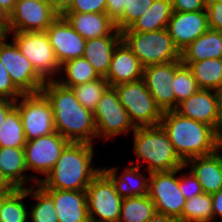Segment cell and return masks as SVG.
<instances>
[{
  "instance_id": "obj_1",
  "label": "cell",
  "mask_w": 222,
  "mask_h": 222,
  "mask_svg": "<svg viewBox=\"0 0 222 222\" xmlns=\"http://www.w3.org/2000/svg\"><path fill=\"white\" fill-rule=\"evenodd\" d=\"M41 92L51 104L56 132L69 142L94 145L97 131L93 112L80 104L72 88L50 80Z\"/></svg>"
},
{
  "instance_id": "obj_2",
  "label": "cell",
  "mask_w": 222,
  "mask_h": 222,
  "mask_svg": "<svg viewBox=\"0 0 222 222\" xmlns=\"http://www.w3.org/2000/svg\"><path fill=\"white\" fill-rule=\"evenodd\" d=\"M94 145L70 142L52 170L38 183L43 189L86 191L101 171L92 166Z\"/></svg>"
},
{
  "instance_id": "obj_3",
  "label": "cell",
  "mask_w": 222,
  "mask_h": 222,
  "mask_svg": "<svg viewBox=\"0 0 222 222\" xmlns=\"http://www.w3.org/2000/svg\"><path fill=\"white\" fill-rule=\"evenodd\" d=\"M160 125L179 158L188 159L214 153L213 127L179 115L177 112H163Z\"/></svg>"
},
{
  "instance_id": "obj_4",
  "label": "cell",
  "mask_w": 222,
  "mask_h": 222,
  "mask_svg": "<svg viewBox=\"0 0 222 222\" xmlns=\"http://www.w3.org/2000/svg\"><path fill=\"white\" fill-rule=\"evenodd\" d=\"M133 135V149L138 162L147 164V174L172 171L184 167L162 126L136 127Z\"/></svg>"
},
{
  "instance_id": "obj_5",
  "label": "cell",
  "mask_w": 222,
  "mask_h": 222,
  "mask_svg": "<svg viewBox=\"0 0 222 222\" xmlns=\"http://www.w3.org/2000/svg\"><path fill=\"white\" fill-rule=\"evenodd\" d=\"M122 41L139 59L143 67L180 60L167 29L148 32H121Z\"/></svg>"
},
{
  "instance_id": "obj_6",
  "label": "cell",
  "mask_w": 222,
  "mask_h": 222,
  "mask_svg": "<svg viewBox=\"0 0 222 222\" xmlns=\"http://www.w3.org/2000/svg\"><path fill=\"white\" fill-rule=\"evenodd\" d=\"M121 105L135 127L160 124L163 112L149 93L143 79L114 86Z\"/></svg>"
},
{
  "instance_id": "obj_7",
  "label": "cell",
  "mask_w": 222,
  "mask_h": 222,
  "mask_svg": "<svg viewBox=\"0 0 222 222\" xmlns=\"http://www.w3.org/2000/svg\"><path fill=\"white\" fill-rule=\"evenodd\" d=\"M11 33L13 42L36 72L45 81L55 80L54 78L59 75L60 65L55 58L46 31Z\"/></svg>"
},
{
  "instance_id": "obj_8",
  "label": "cell",
  "mask_w": 222,
  "mask_h": 222,
  "mask_svg": "<svg viewBox=\"0 0 222 222\" xmlns=\"http://www.w3.org/2000/svg\"><path fill=\"white\" fill-rule=\"evenodd\" d=\"M187 169L185 166L172 171L149 173L148 196L154 202L156 212L173 217L182 222V211L186 203L179 189L177 174Z\"/></svg>"
},
{
  "instance_id": "obj_9",
  "label": "cell",
  "mask_w": 222,
  "mask_h": 222,
  "mask_svg": "<svg viewBox=\"0 0 222 222\" xmlns=\"http://www.w3.org/2000/svg\"><path fill=\"white\" fill-rule=\"evenodd\" d=\"M16 107L26 141L56 132L51 104L42 92L23 94L16 100Z\"/></svg>"
},
{
  "instance_id": "obj_10",
  "label": "cell",
  "mask_w": 222,
  "mask_h": 222,
  "mask_svg": "<svg viewBox=\"0 0 222 222\" xmlns=\"http://www.w3.org/2000/svg\"><path fill=\"white\" fill-rule=\"evenodd\" d=\"M85 193L90 222H118L123 198L102 171L92 179Z\"/></svg>"
},
{
  "instance_id": "obj_11",
  "label": "cell",
  "mask_w": 222,
  "mask_h": 222,
  "mask_svg": "<svg viewBox=\"0 0 222 222\" xmlns=\"http://www.w3.org/2000/svg\"><path fill=\"white\" fill-rule=\"evenodd\" d=\"M93 117L97 137L108 140L119 134L134 132L136 127L130 120L129 114L121 105L114 87H109L98 101Z\"/></svg>"
},
{
  "instance_id": "obj_12",
  "label": "cell",
  "mask_w": 222,
  "mask_h": 222,
  "mask_svg": "<svg viewBox=\"0 0 222 222\" xmlns=\"http://www.w3.org/2000/svg\"><path fill=\"white\" fill-rule=\"evenodd\" d=\"M7 36H0V60L14 85L23 93H38L46 81L36 72L30 61Z\"/></svg>"
},
{
  "instance_id": "obj_13",
  "label": "cell",
  "mask_w": 222,
  "mask_h": 222,
  "mask_svg": "<svg viewBox=\"0 0 222 222\" xmlns=\"http://www.w3.org/2000/svg\"><path fill=\"white\" fill-rule=\"evenodd\" d=\"M58 17L48 0H17L10 13V32L46 31Z\"/></svg>"
},
{
  "instance_id": "obj_14",
  "label": "cell",
  "mask_w": 222,
  "mask_h": 222,
  "mask_svg": "<svg viewBox=\"0 0 222 222\" xmlns=\"http://www.w3.org/2000/svg\"><path fill=\"white\" fill-rule=\"evenodd\" d=\"M69 143L57 132L27 141L24 157L28 171L33 170L46 176Z\"/></svg>"
},
{
  "instance_id": "obj_15",
  "label": "cell",
  "mask_w": 222,
  "mask_h": 222,
  "mask_svg": "<svg viewBox=\"0 0 222 222\" xmlns=\"http://www.w3.org/2000/svg\"><path fill=\"white\" fill-rule=\"evenodd\" d=\"M46 33L60 66L69 60L83 57L86 39L62 15L47 28Z\"/></svg>"
},
{
  "instance_id": "obj_16",
  "label": "cell",
  "mask_w": 222,
  "mask_h": 222,
  "mask_svg": "<svg viewBox=\"0 0 222 222\" xmlns=\"http://www.w3.org/2000/svg\"><path fill=\"white\" fill-rule=\"evenodd\" d=\"M174 75L175 61L143 68L146 87L162 112L175 110Z\"/></svg>"
},
{
  "instance_id": "obj_17",
  "label": "cell",
  "mask_w": 222,
  "mask_h": 222,
  "mask_svg": "<svg viewBox=\"0 0 222 222\" xmlns=\"http://www.w3.org/2000/svg\"><path fill=\"white\" fill-rule=\"evenodd\" d=\"M166 29L175 47L181 52L209 29L206 9L195 12L173 11Z\"/></svg>"
},
{
  "instance_id": "obj_18",
  "label": "cell",
  "mask_w": 222,
  "mask_h": 222,
  "mask_svg": "<svg viewBox=\"0 0 222 222\" xmlns=\"http://www.w3.org/2000/svg\"><path fill=\"white\" fill-rule=\"evenodd\" d=\"M218 92L212 89H199L187 99L178 103L175 112L179 115L214 127L219 112Z\"/></svg>"
},
{
  "instance_id": "obj_19",
  "label": "cell",
  "mask_w": 222,
  "mask_h": 222,
  "mask_svg": "<svg viewBox=\"0 0 222 222\" xmlns=\"http://www.w3.org/2000/svg\"><path fill=\"white\" fill-rule=\"evenodd\" d=\"M143 66L122 41L115 49L105 79L110 87L143 79Z\"/></svg>"
},
{
  "instance_id": "obj_20",
  "label": "cell",
  "mask_w": 222,
  "mask_h": 222,
  "mask_svg": "<svg viewBox=\"0 0 222 222\" xmlns=\"http://www.w3.org/2000/svg\"><path fill=\"white\" fill-rule=\"evenodd\" d=\"M44 190L53 199L59 222H90L85 191Z\"/></svg>"
},
{
  "instance_id": "obj_21",
  "label": "cell",
  "mask_w": 222,
  "mask_h": 222,
  "mask_svg": "<svg viewBox=\"0 0 222 222\" xmlns=\"http://www.w3.org/2000/svg\"><path fill=\"white\" fill-rule=\"evenodd\" d=\"M121 42L122 35L117 28L107 36L86 40L83 58L89 61L100 77L105 78L113 53Z\"/></svg>"
},
{
  "instance_id": "obj_22",
  "label": "cell",
  "mask_w": 222,
  "mask_h": 222,
  "mask_svg": "<svg viewBox=\"0 0 222 222\" xmlns=\"http://www.w3.org/2000/svg\"><path fill=\"white\" fill-rule=\"evenodd\" d=\"M141 165L124 167V171L118 176V167L112 166L101 169V171L111 180L114 189L122 198L148 195L149 177L146 178L140 172Z\"/></svg>"
},
{
  "instance_id": "obj_23",
  "label": "cell",
  "mask_w": 222,
  "mask_h": 222,
  "mask_svg": "<svg viewBox=\"0 0 222 222\" xmlns=\"http://www.w3.org/2000/svg\"><path fill=\"white\" fill-rule=\"evenodd\" d=\"M184 166L189 167L201 184L203 193L214 194L222 189V165L214 153L190 158L184 163Z\"/></svg>"
},
{
  "instance_id": "obj_24",
  "label": "cell",
  "mask_w": 222,
  "mask_h": 222,
  "mask_svg": "<svg viewBox=\"0 0 222 222\" xmlns=\"http://www.w3.org/2000/svg\"><path fill=\"white\" fill-rule=\"evenodd\" d=\"M62 16L86 40L107 36L116 28L107 13L65 12Z\"/></svg>"
},
{
  "instance_id": "obj_25",
  "label": "cell",
  "mask_w": 222,
  "mask_h": 222,
  "mask_svg": "<svg viewBox=\"0 0 222 222\" xmlns=\"http://www.w3.org/2000/svg\"><path fill=\"white\" fill-rule=\"evenodd\" d=\"M0 170L16 188H26L24 184L28 182L38 184L41 181L35 174L30 177L25 174L28 169L24 148L0 147Z\"/></svg>"
},
{
  "instance_id": "obj_26",
  "label": "cell",
  "mask_w": 222,
  "mask_h": 222,
  "mask_svg": "<svg viewBox=\"0 0 222 222\" xmlns=\"http://www.w3.org/2000/svg\"><path fill=\"white\" fill-rule=\"evenodd\" d=\"M222 58V31L208 29L180 52L181 62Z\"/></svg>"
},
{
  "instance_id": "obj_27",
  "label": "cell",
  "mask_w": 222,
  "mask_h": 222,
  "mask_svg": "<svg viewBox=\"0 0 222 222\" xmlns=\"http://www.w3.org/2000/svg\"><path fill=\"white\" fill-rule=\"evenodd\" d=\"M172 12L171 0H154L147 12L122 32H148L166 29Z\"/></svg>"
},
{
  "instance_id": "obj_28",
  "label": "cell",
  "mask_w": 222,
  "mask_h": 222,
  "mask_svg": "<svg viewBox=\"0 0 222 222\" xmlns=\"http://www.w3.org/2000/svg\"><path fill=\"white\" fill-rule=\"evenodd\" d=\"M181 63L187 65L191 69L200 89H212L217 91L222 85V58Z\"/></svg>"
},
{
  "instance_id": "obj_29",
  "label": "cell",
  "mask_w": 222,
  "mask_h": 222,
  "mask_svg": "<svg viewBox=\"0 0 222 222\" xmlns=\"http://www.w3.org/2000/svg\"><path fill=\"white\" fill-rule=\"evenodd\" d=\"M64 73L65 78L55 79L61 85L71 88L80 84L101 78L93 66L85 58H76L63 63L60 66L59 73Z\"/></svg>"
},
{
  "instance_id": "obj_30",
  "label": "cell",
  "mask_w": 222,
  "mask_h": 222,
  "mask_svg": "<svg viewBox=\"0 0 222 222\" xmlns=\"http://www.w3.org/2000/svg\"><path fill=\"white\" fill-rule=\"evenodd\" d=\"M28 187L17 188L13 193L0 197V222H28L29 210L23 201Z\"/></svg>"
},
{
  "instance_id": "obj_31",
  "label": "cell",
  "mask_w": 222,
  "mask_h": 222,
  "mask_svg": "<svg viewBox=\"0 0 222 222\" xmlns=\"http://www.w3.org/2000/svg\"><path fill=\"white\" fill-rule=\"evenodd\" d=\"M156 212L148 195L123 198L118 222H146Z\"/></svg>"
},
{
  "instance_id": "obj_32",
  "label": "cell",
  "mask_w": 222,
  "mask_h": 222,
  "mask_svg": "<svg viewBox=\"0 0 222 222\" xmlns=\"http://www.w3.org/2000/svg\"><path fill=\"white\" fill-rule=\"evenodd\" d=\"M28 195L36 201L32 205L29 217L32 222H59L52 197L39 185L31 184Z\"/></svg>"
},
{
  "instance_id": "obj_33",
  "label": "cell",
  "mask_w": 222,
  "mask_h": 222,
  "mask_svg": "<svg viewBox=\"0 0 222 222\" xmlns=\"http://www.w3.org/2000/svg\"><path fill=\"white\" fill-rule=\"evenodd\" d=\"M26 142L19 110L15 106L0 126V147L24 148Z\"/></svg>"
},
{
  "instance_id": "obj_34",
  "label": "cell",
  "mask_w": 222,
  "mask_h": 222,
  "mask_svg": "<svg viewBox=\"0 0 222 222\" xmlns=\"http://www.w3.org/2000/svg\"><path fill=\"white\" fill-rule=\"evenodd\" d=\"M211 194L202 193L186 200L182 211V222H212Z\"/></svg>"
},
{
  "instance_id": "obj_35",
  "label": "cell",
  "mask_w": 222,
  "mask_h": 222,
  "mask_svg": "<svg viewBox=\"0 0 222 222\" xmlns=\"http://www.w3.org/2000/svg\"><path fill=\"white\" fill-rule=\"evenodd\" d=\"M172 88L175 92V108L178 103L200 89L191 69L187 65L182 64L181 61H175V75Z\"/></svg>"
},
{
  "instance_id": "obj_36",
  "label": "cell",
  "mask_w": 222,
  "mask_h": 222,
  "mask_svg": "<svg viewBox=\"0 0 222 222\" xmlns=\"http://www.w3.org/2000/svg\"><path fill=\"white\" fill-rule=\"evenodd\" d=\"M109 87L110 85L108 81L101 77L85 84L73 86L71 88L74 91L80 104L93 112L103 93Z\"/></svg>"
},
{
  "instance_id": "obj_37",
  "label": "cell",
  "mask_w": 222,
  "mask_h": 222,
  "mask_svg": "<svg viewBox=\"0 0 222 222\" xmlns=\"http://www.w3.org/2000/svg\"><path fill=\"white\" fill-rule=\"evenodd\" d=\"M154 0H129L128 6L124 7L122 16L114 23L115 27L122 32L128 29L138 18H140Z\"/></svg>"
},
{
  "instance_id": "obj_38",
  "label": "cell",
  "mask_w": 222,
  "mask_h": 222,
  "mask_svg": "<svg viewBox=\"0 0 222 222\" xmlns=\"http://www.w3.org/2000/svg\"><path fill=\"white\" fill-rule=\"evenodd\" d=\"M23 93L14 85L0 60V98L16 101Z\"/></svg>"
},
{
  "instance_id": "obj_39",
  "label": "cell",
  "mask_w": 222,
  "mask_h": 222,
  "mask_svg": "<svg viewBox=\"0 0 222 222\" xmlns=\"http://www.w3.org/2000/svg\"><path fill=\"white\" fill-rule=\"evenodd\" d=\"M186 174L179 175V189L185 199L188 200L194 196L202 194L203 190L201 184L190 170L189 174L188 172Z\"/></svg>"
},
{
  "instance_id": "obj_40",
  "label": "cell",
  "mask_w": 222,
  "mask_h": 222,
  "mask_svg": "<svg viewBox=\"0 0 222 222\" xmlns=\"http://www.w3.org/2000/svg\"><path fill=\"white\" fill-rule=\"evenodd\" d=\"M66 12L106 13V0H74Z\"/></svg>"
},
{
  "instance_id": "obj_41",
  "label": "cell",
  "mask_w": 222,
  "mask_h": 222,
  "mask_svg": "<svg viewBox=\"0 0 222 222\" xmlns=\"http://www.w3.org/2000/svg\"><path fill=\"white\" fill-rule=\"evenodd\" d=\"M206 12L209 29L222 31V0L206 6Z\"/></svg>"
},
{
  "instance_id": "obj_42",
  "label": "cell",
  "mask_w": 222,
  "mask_h": 222,
  "mask_svg": "<svg viewBox=\"0 0 222 222\" xmlns=\"http://www.w3.org/2000/svg\"><path fill=\"white\" fill-rule=\"evenodd\" d=\"M172 10L176 12L203 11L206 6L202 0H171Z\"/></svg>"
},
{
  "instance_id": "obj_43",
  "label": "cell",
  "mask_w": 222,
  "mask_h": 222,
  "mask_svg": "<svg viewBox=\"0 0 222 222\" xmlns=\"http://www.w3.org/2000/svg\"><path fill=\"white\" fill-rule=\"evenodd\" d=\"M128 3L129 0H106V13L114 23L122 16Z\"/></svg>"
},
{
  "instance_id": "obj_44",
  "label": "cell",
  "mask_w": 222,
  "mask_h": 222,
  "mask_svg": "<svg viewBox=\"0 0 222 222\" xmlns=\"http://www.w3.org/2000/svg\"><path fill=\"white\" fill-rule=\"evenodd\" d=\"M211 197H212L213 221L219 216L220 219H222V189L214 194H211ZM220 222H222V220Z\"/></svg>"
},
{
  "instance_id": "obj_45",
  "label": "cell",
  "mask_w": 222,
  "mask_h": 222,
  "mask_svg": "<svg viewBox=\"0 0 222 222\" xmlns=\"http://www.w3.org/2000/svg\"><path fill=\"white\" fill-rule=\"evenodd\" d=\"M10 14L0 7V36H10Z\"/></svg>"
},
{
  "instance_id": "obj_46",
  "label": "cell",
  "mask_w": 222,
  "mask_h": 222,
  "mask_svg": "<svg viewBox=\"0 0 222 222\" xmlns=\"http://www.w3.org/2000/svg\"><path fill=\"white\" fill-rule=\"evenodd\" d=\"M16 106V101L0 98V126L3 125L8 113Z\"/></svg>"
},
{
  "instance_id": "obj_47",
  "label": "cell",
  "mask_w": 222,
  "mask_h": 222,
  "mask_svg": "<svg viewBox=\"0 0 222 222\" xmlns=\"http://www.w3.org/2000/svg\"><path fill=\"white\" fill-rule=\"evenodd\" d=\"M17 188L0 170V197L13 193Z\"/></svg>"
},
{
  "instance_id": "obj_48",
  "label": "cell",
  "mask_w": 222,
  "mask_h": 222,
  "mask_svg": "<svg viewBox=\"0 0 222 222\" xmlns=\"http://www.w3.org/2000/svg\"><path fill=\"white\" fill-rule=\"evenodd\" d=\"M51 6L59 14L63 15L72 5L74 0H48Z\"/></svg>"
},
{
  "instance_id": "obj_49",
  "label": "cell",
  "mask_w": 222,
  "mask_h": 222,
  "mask_svg": "<svg viewBox=\"0 0 222 222\" xmlns=\"http://www.w3.org/2000/svg\"><path fill=\"white\" fill-rule=\"evenodd\" d=\"M214 141H222V104H220L217 120L213 127Z\"/></svg>"
},
{
  "instance_id": "obj_50",
  "label": "cell",
  "mask_w": 222,
  "mask_h": 222,
  "mask_svg": "<svg viewBox=\"0 0 222 222\" xmlns=\"http://www.w3.org/2000/svg\"><path fill=\"white\" fill-rule=\"evenodd\" d=\"M146 222H179L177 219L166 216L161 213H155L151 218H149Z\"/></svg>"
},
{
  "instance_id": "obj_51",
  "label": "cell",
  "mask_w": 222,
  "mask_h": 222,
  "mask_svg": "<svg viewBox=\"0 0 222 222\" xmlns=\"http://www.w3.org/2000/svg\"><path fill=\"white\" fill-rule=\"evenodd\" d=\"M17 0H0V7L9 14L13 11Z\"/></svg>"
},
{
  "instance_id": "obj_52",
  "label": "cell",
  "mask_w": 222,
  "mask_h": 222,
  "mask_svg": "<svg viewBox=\"0 0 222 222\" xmlns=\"http://www.w3.org/2000/svg\"><path fill=\"white\" fill-rule=\"evenodd\" d=\"M222 141H215L214 154L219 158L222 165Z\"/></svg>"
},
{
  "instance_id": "obj_53",
  "label": "cell",
  "mask_w": 222,
  "mask_h": 222,
  "mask_svg": "<svg viewBox=\"0 0 222 222\" xmlns=\"http://www.w3.org/2000/svg\"><path fill=\"white\" fill-rule=\"evenodd\" d=\"M217 92H218L220 104H222V85H221L220 88L217 90Z\"/></svg>"
},
{
  "instance_id": "obj_54",
  "label": "cell",
  "mask_w": 222,
  "mask_h": 222,
  "mask_svg": "<svg viewBox=\"0 0 222 222\" xmlns=\"http://www.w3.org/2000/svg\"><path fill=\"white\" fill-rule=\"evenodd\" d=\"M203 1V4L205 5V6H208L209 4H211L212 2H216V1H218V0H202Z\"/></svg>"
}]
</instances>
